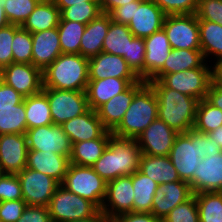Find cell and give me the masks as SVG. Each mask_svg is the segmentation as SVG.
Listing matches in <instances>:
<instances>
[{
    "instance_id": "cell-28",
    "label": "cell",
    "mask_w": 222,
    "mask_h": 222,
    "mask_svg": "<svg viewBox=\"0 0 222 222\" xmlns=\"http://www.w3.org/2000/svg\"><path fill=\"white\" fill-rule=\"evenodd\" d=\"M111 21L110 14L102 12L86 25L80 42V55L89 59L102 52L104 38Z\"/></svg>"
},
{
    "instance_id": "cell-40",
    "label": "cell",
    "mask_w": 222,
    "mask_h": 222,
    "mask_svg": "<svg viewBox=\"0 0 222 222\" xmlns=\"http://www.w3.org/2000/svg\"><path fill=\"white\" fill-rule=\"evenodd\" d=\"M13 63L32 64V37L31 33L21 26L14 25L12 40Z\"/></svg>"
},
{
    "instance_id": "cell-23",
    "label": "cell",
    "mask_w": 222,
    "mask_h": 222,
    "mask_svg": "<svg viewBox=\"0 0 222 222\" xmlns=\"http://www.w3.org/2000/svg\"><path fill=\"white\" fill-rule=\"evenodd\" d=\"M61 126L72 144L100 138L107 131L97 112L92 109L64 122Z\"/></svg>"
},
{
    "instance_id": "cell-29",
    "label": "cell",
    "mask_w": 222,
    "mask_h": 222,
    "mask_svg": "<svg viewBox=\"0 0 222 222\" xmlns=\"http://www.w3.org/2000/svg\"><path fill=\"white\" fill-rule=\"evenodd\" d=\"M139 171L158 185L180 180L169 156H152L142 154Z\"/></svg>"
},
{
    "instance_id": "cell-31",
    "label": "cell",
    "mask_w": 222,
    "mask_h": 222,
    "mask_svg": "<svg viewBox=\"0 0 222 222\" xmlns=\"http://www.w3.org/2000/svg\"><path fill=\"white\" fill-rule=\"evenodd\" d=\"M60 10L53 0H41L21 26L30 33L58 27L60 22Z\"/></svg>"
},
{
    "instance_id": "cell-14",
    "label": "cell",
    "mask_w": 222,
    "mask_h": 222,
    "mask_svg": "<svg viewBox=\"0 0 222 222\" xmlns=\"http://www.w3.org/2000/svg\"><path fill=\"white\" fill-rule=\"evenodd\" d=\"M134 188L132 175L121 176L107 182L106 196L101 211L110 219L133 212Z\"/></svg>"
},
{
    "instance_id": "cell-55",
    "label": "cell",
    "mask_w": 222,
    "mask_h": 222,
    "mask_svg": "<svg viewBox=\"0 0 222 222\" xmlns=\"http://www.w3.org/2000/svg\"><path fill=\"white\" fill-rule=\"evenodd\" d=\"M133 1H143V0H98L101 12L110 13L113 9L127 5Z\"/></svg>"
},
{
    "instance_id": "cell-44",
    "label": "cell",
    "mask_w": 222,
    "mask_h": 222,
    "mask_svg": "<svg viewBox=\"0 0 222 222\" xmlns=\"http://www.w3.org/2000/svg\"><path fill=\"white\" fill-rule=\"evenodd\" d=\"M145 42L144 38L134 37L129 42L128 67L144 81Z\"/></svg>"
},
{
    "instance_id": "cell-59",
    "label": "cell",
    "mask_w": 222,
    "mask_h": 222,
    "mask_svg": "<svg viewBox=\"0 0 222 222\" xmlns=\"http://www.w3.org/2000/svg\"><path fill=\"white\" fill-rule=\"evenodd\" d=\"M207 135L218 144L222 151V126L218 127L216 130L207 133Z\"/></svg>"
},
{
    "instance_id": "cell-33",
    "label": "cell",
    "mask_w": 222,
    "mask_h": 222,
    "mask_svg": "<svg viewBox=\"0 0 222 222\" xmlns=\"http://www.w3.org/2000/svg\"><path fill=\"white\" fill-rule=\"evenodd\" d=\"M25 114L27 129L53 124L48 98L43 90L25 97Z\"/></svg>"
},
{
    "instance_id": "cell-36",
    "label": "cell",
    "mask_w": 222,
    "mask_h": 222,
    "mask_svg": "<svg viewBox=\"0 0 222 222\" xmlns=\"http://www.w3.org/2000/svg\"><path fill=\"white\" fill-rule=\"evenodd\" d=\"M57 28L62 54H79L80 42L86 24L69 20H60Z\"/></svg>"
},
{
    "instance_id": "cell-53",
    "label": "cell",
    "mask_w": 222,
    "mask_h": 222,
    "mask_svg": "<svg viewBox=\"0 0 222 222\" xmlns=\"http://www.w3.org/2000/svg\"><path fill=\"white\" fill-rule=\"evenodd\" d=\"M133 13L134 1L113 9L109 14L113 22L127 25L133 18Z\"/></svg>"
},
{
    "instance_id": "cell-12",
    "label": "cell",
    "mask_w": 222,
    "mask_h": 222,
    "mask_svg": "<svg viewBox=\"0 0 222 222\" xmlns=\"http://www.w3.org/2000/svg\"><path fill=\"white\" fill-rule=\"evenodd\" d=\"M28 150L54 152L70 157L72 143L61 125H46L27 129Z\"/></svg>"
},
{
    "instance_id": "cell-61",
    "label": "cell",
    "mask_w": 222,
    "mask_h": 222,
    "mask_svg": "<svg viewBox=\"0 0 222 222\" xmlns=\"http://www.w3.org/2000/svg\"><path fill=\"white\" fill-rule=\"evenodd\" d=\"M5 173L2 170V167L0 166V178L4 175Z\"/></svg>"
},
{
    "instance_id": "cell-45",
    "label": "cell",
    "mask_w": 222,
    "mask_h": 222,
    "mask_svg": "<svg viewBox=\"0 0 222 222\" xmlns=\"http://www.w3.org/2000/svg\"><path fill=\"white\" fill-rule=\"evenodd\" d=\"M166 15L195 14L199 0H152Z\"/></svg>"
},
{
    "instance_id": "cell-41",
    "label": "cell",
    "mask_w": 222,
    "mask_h": 222,
    "mask_svg": "<svg viewBox=\"0 0 222 222\" xmlns=\"http://www.w3.org/2000/svg\"><path fill=\"white\" fill-rule=\"evenodd\" d=\"M99 2H85L66 7L60 11V20L88 24L101 14Z\"/></svg>"
},
{
    "instance_id": "cell-46",
    "label": "cell",
    "mask_w": 222,
    "mask_h": 222,
    "mask_svg": "<svg viewBox=\"0 0 222 222\" xmlns=\"http://www.w3.org/2000/svg\"><path fill=\"white\" fill-rule=\"evenodd\" d=\"M23 200L20 180L17 174L5 173L0 178V202Z\"/></svg>"
},
{
    "instance_id": "cell-54",
    "label": "cell",
    "mask_w": 222,
    "mask_h": 222,
    "mask_svg": "<svg viewBox=\"0 0 222 222\" xmlns=\"http://www.w3.org/2000/svg\"><path fill=\"white\" fill-rule=\"evenodd\" d=\"M206 100L214 107L222 110V87L212 81L208 88Z\"/></svg>"
},
{
    "instance_id": "cell-19",
    "label": "cell",
    "mask_w": 222,
    "mask_h": 222,
    "mask_svg": "<svg viewBox=\"0 0 222 222\" xmlns=\"http://www.w3.org/2000/svg\"><path fill=\"white\" fill-rule=\"evenodd\" d=\"M146 83L147 81L139 80L131 84L125 91L115 95L96 110L99 119L108 131L112 132L119 125L135 94Z\"/></svg>"
},
{
    "instance_id": "cell-15",
    "label": "cell",
    "mask_w": 222,
    "mask_h": 222,
    "mask_svg": "<svg viewBox=\"0 0 222 222\" xmlns=\"http://www.w3.org/2000/svg\"><path fill=\"white\" fill-rule=\"evenodd\" d=\"M178 135L164 121L155 119L137 137L142 154L152 156H169L175 138Z\"/></svg>"
},
{
    "instance_id": "cell-16",
    "label": "cell",
    "mask_w": 222,
    "mask_h": 222,
    "mask_svg": "<svg viewBox=\"0 0 222 222\" xmlns=\"http://www.w3.org/2000/svg\"><path fill=\"white\" fill-rule=\"evenodd\" d=\"M165 17L152 0L134 1L133 18L127 25L135 37L145 39L163 28Z\"/></svg>"
},
{
    "instance_id": "cell-47",
    "label": "cell",
    "mask_w": 222,
    "mask_h": 222,
    "mask_svg": "<svg viewBox=\"0 0 222 222\" xmlns=\"http://www.w3.org/2000/svg\"><path fill=\"white\" fill-rule=\"evenodd\" d=\"M195 14L198 20H207L221 25L222 0H199Z\"/></svg>"
},
{
    "instance_id": "cell-60",
    "label": "cell",
    "mask_w": 222,
    "mask_h": 222,
    "mask_svg": "<svg viewBox=\"0 0 222 222\" xmlns=\"http://www.w3.org/2000/svg\"><path fill=\"white\" fill-rule=\"evenodd\" d=\"M4 5L5 0L0 1V28L6 27L10 24L5 15Z\"/></svg>"
},
{
    "instance_id": "cell-10",
    "label": "cell",
    "mask_w": 222,
    "mask_h": 222,
    "mask_svg": "<svg viewBox=\"0 0 222 222\" xmlns=\"http://www.w3.org/2000/svg\"><path fill=\"white\" fill-rule=\"evenodd\" d=\"M162 29L171 49H201L196 14L166 15Z\"/></svg>"
},
{
    "instance_id": "cell-18",
    "label": "cell",
    "mask_w": 222,
    "mask_h": 222,
    "mask_svg": "<svg viewBox=\"0 0 222 222\" xmlns=\"http://www.w3.org/2000/svg\"><path fill=\"white\" fill-rule=\"evenodd\" d=\"M191 186L185 181L158 185L152 201L151 213L163 219L172 209L193 196Z\"/></svg>"
},
{
    "instance_id": "cell-58",
    "label": "cell",
    "mask_w": 222,
    "mask_h": 222,
    "mask_svg": "<svg viewBox=\"0 0 222 222\" xmlns=\"http://www.w3.org/2000/svg\"><path fill=\"white\" fill-rule=\"evenodd\" d=\"M213 81L222 87V62L213 66Z\"/></svg>"
},
{
    "instance_id": "cell-52",
    "label": "cell",
    "mask_w": 222,
    "mask_h": 222,
    "mask_svg": "<svg viewBox=\"0 0 222 222\" xmlns=\"http://www.w3.org/2000/svg\"><path fill=\"white\" fill-rule=\"evenodd\" d=\"M112 222H162V219L152 213L129 212L116 216Z\"/></svg>"
},
{
    "instance_id": "cell-21",
    "label": "cell",
    "mask_w": 222,
    "mask_h": 222,
    "mask_svg": "<svg viewBox=\"0 0 222 222\" xmlns=\"http://www.w3.org/2000/svg\"><path fill=\"white\" fill-rule=\"evenodd\" d=\"M89 80L109 77L138 78L128 67L127 61L118 55L101 52L89 58Z\"/></svg>"
},
{
    "instance_id": "cell-42",
    "label": "cell",
    "mask_w": 222,
    "mask_h": 222,
    "mask_svg": "<svg viewBox=\"0 0 222 222\" xmlns=\"http://www.w3.org/2000/svg\"><path fill=\"white\" fill-rule=\"evenodd\" d=\"M41 0H5V15L10 24L22 26Z\"/></svg>"
},
{
    "instance_id": "cell-51",
    "label": "cell",
    "mask_w": 222,
    "mask_h": 222,
    "mask_svg": "<svg viewBox=\"0 0 222 222\" xmlns=\"http://www.w3.org/2000/svg\"><path fill=\"white\" fill-rule=\"evenodd\" d=\"M23 100V95L0 79V109L14 108Z\"/></svg>"
},
{
    "instance_id": "cell-26",
    "label": "cell",
    "mask_w": 222,
    "mask_h": 222,
    "mask_svg": "<svg viewBox=\"0 0 222 222\" xmlns=\"http://www.w3.org/2000/svg\"><path fill=\"white\" fill-rule=\"evenodd\" d=\"M144 81H149L164 65L171 46L163 29L144 39Z\"/></svg>"
},
{
    "instance_id": "cell-38",
    "label": "cell",
    "mask_w": 222,
    "mask_h": 222,
    "mask_svg": "<svg viewBox=\"0 0 222 222\" xmlns=\"http://www.w3.org/2000/svg\"><path fill=\"white\" fill-rule=\"evenodd\" d=\"M27 121L24 100L14 108L0 109V135L1 134H25Z\"/></svg>"
},
{
    "instance_id": "cell-11",
    "label": "cell",
    "mask_w": 222,
    "mask_h": 222,
    "mask_svg": "<svg viewBox=\"0 0 222 222\" xmlns=\"http://www.w3.org/2000/svg\"><path fill=\"white\" fill-rule=\"evenodd\" d=\"M20 180L23 200L27 205L46 206L60 183L53 177L30 168L17 173Z\"/></svg>"
},
{
    "instance_id": "cell-37",
    "label": "cell",
    "mask_w": 222,
    "mask_h": 222,
    "mask_svg": "<svg viewBox=\"0 0 222 222\" xmlns=\"http://www.w3.org/2000/svg\"><path fill=\"white\" fill-rule=\"evenodd\" d=\"M194 195L199 222H222V192H202Z\"/></svg>"
},
{
    "instance_id": "cell-2",
    "label": "cell",
    "mask_w": 222,
    "mask_h": 222,
    "mask_svg": "<svg viewBox=\"0 0 222 222\" xmlns=\"http://www.w3.org/2000/svg\"><path fill=\"white\" fill-rule=\"evenodd\" d=\"M142 153L138 141L110 135L102 156L91 166L106 182L121 176L133 175L139 170Z\"/></svg>"
},
{
    "instance_id": "cell-9",
    "label": "cell",
    "mask_w": 222,
    "mask_h": 222,
    "mask_svg": "<svg viewBox=\"0 0 222 222\" xmlns=\"http://www.w3.org/2000/svg\"><path fill=\"white\" fill-rule=\"evenodd\" d=\"M158 80L165 87L200 101L206 99L208 88L213 81V68H195L164 74Z\"/></svg>"
},
{
    "instance_id": "cell-57",
    "label": "cell",
    "mask_w": 222,
    "mask_h": 222,
    "mask_svg": "<svg viewBox=\"0 0 222 222\" xmlns=\"http://www.w3.org/2000/svg\"><path fill=\"white\" fill-rule=\"evenodd\" d=\"M53 1L60 11L66 7H70L72 5L79 4V3H84V1L85 2H98V0H53Z\"/></svg>"
},
{
    "instance_id": "cell-1",
    "label": "cell",
    "mask_w": 222,
    "mask_h": 222,
    "mask_svg": "<svg viewBox=\"0 0 222 222\" xmlns=\"http://www.w3.org/2000/svg\"><path fill=\"white\" fill-rule=\"evenodd\" d=\"M221 152L218 144L207 134L192 129L176 136L169 157L180 180L188 182L195 194V172L201 159Z\"/></svg>"
},
{
    "instance_id": "cell-13",
    "label": "cell",
    "mask_w": 222,
    "mask_h": 222,
    "mask_svg": "<svg viewBox=\"0 0 222 222\" xmlns=\"http://www.w3.org/2000/svg\"><path fill=\"white\" fill-rule=\"evenodd\" d=\"M0 79L24 97L43 90V71L33 64L11 63L0 70Z\"/></svg>"
},
{
    "instance_id": "cell-34",
    "label": "cell",
    "mask_w": 222,
    "mask_h": 222,
    "mask_svg": "<svg viewBox=\"0 0 222 222\" xmlns=\"http://www.w3.org/2000/svg\"><path fill=\"white\" fill-rule=\"evenodd\" d=\"M134 37L128 25L111 21L107 35L104 38L102 52L121 56L128 64L129 42Z\"/></svg>"
},
{
    "instance_id": "cell-50",
    "label": "cell",
    "mask_w": 222,
    "mask_h": 222,
    "mask_svg": "<svg viewBox=\"0 0 222 222\" xmlns=\"http://www.w3.org/2000/svg\"><path fill=\"white\" fill-rule=\"evenodd\" d=\"M17 222H52L46 206L27 205Z\"/></svg>"
},
{
    "instance_id": "cell-48",
    "label": "cell",
    "mask_w": 222,
    "mask_h": 222,
    "mask_svg": "<svg viewBox=\"0 0 222 222\" xmlns=\"http://www.w3.org/2000/svg\"><path fill=\"white\" fill-rule=\"evenodd\" d=\"M14 38V24L0 28V70L13 63L12 40Z\"/></svg>"
},
{
    "instance_id": "cell-4",
    "label": "cell",
    "mask_w": 222,
    "mask_h": 222,
    "mask_svg": "<svg viewBox=\"0 0 222 222\" xmlns=\"http://www.w3.org/2000/svg\"><path fill=\"white\" fill-rule=\"evenodd\" d=\"M89 59L80 54H61L43 70V88L86 91Z\"/></svg>"
},
{
    "instance_id": "cell-32",
    "label": "cell",
    "mask_w": 222,
    "mask_h": 222,
    "mask_svg": "<svg viewBox=\"0 0 222 222\" xmlns=\"http://www.w3.org/2000/svg\"><path fill=\"white\" fill-rule=\"evenodd\" d=\"M111 134L107 130L100 138L73 143L70 163L91 167L102 156Z\"/></svg>"
},
{
    "instance_id": "cell-35",
    "label": "cell",
    "mask_w": 222,
    "mask_h": 222,
    "mask_svg": "<svg viewBox=\"0 0 222 222\" xmlns=\"http://www.w3.org/2000/svg\"><path fill=\"white\" fill-rule=\"evenodd\" d=\"M134 188L133 212L151 213L154 194L158 184L137 170L132 175Z\"/></svg>"
},
{
    "instance_id": "cell-5",
    "label": "cell",
    "mask_w": 222,
    "mask_h": 222,
    "mask_svg": "<svg viewBox=\"0 0 222 222\" xmlns=\"http://www.w3.org/2000/svg\"><path fill=\"white\" fill-rule=\"evenodd\" d=\"M158 118V100L153 88L146 83L134 96L122 121L112 131L118 137H137Z\"/></svg>"
},
{
    "instance_id": "cell-49",
    "label": "cell",
    "mask_w": 222,
    "mask_h": 222,
    "mask_svg": "<svg viewBox=\"0 0 222 222\" xmlns=\"http://www.w3.org/2000/svg\"><path fill=\"white\" fill-rule=\"evenodd\" d=\"M27 203L24 200L0 202V220L2 222H17L23 214Z\"/></svg>"
},
{
    "instance_id": "cell-43",
    "label": "cell",
    "mask_w": 222,
    "mask_h": 222,
    "mask_svg": "<svg viewBox=\"0 0 222 222\" xmlns=\"http://www.w3.org/2000/svg\"><path fill=\"white\" fill-rule=\"evenodd\" d=\"M162 222H199V213L195 195L172 209Z\"/></svg>"
},
{
    "instance_id": "cell-17",
    "label": "cell",
    "mask_w": 222,
    "mask_h": 222,
    "mask_svg": "<svg viewBox=\"0 0 222 222\" xmlns=\"http://www.w3.org/2000/svg\"><path fill=\"white\" fill-rule=\"evenodd\" d=\"M27 152L25 134L0 135V166L4 173L17 174L26 168Z\"/></svg>"
},
{
    "instance_id": "cell-6",
    "label": "cell",
    "mask_w": 222,
    "mask_h": 222,
    "mask_svg": "<svg viewBox=\"0 0 222 222\" xmlns=\"http://www.w3.org/2000/svg\"><path fill=\"white\" fill-rule=\"evenodd\" d=\"M61 185L101 209L106 196L107 182L92 167L70 163Z\"/></svg>"
},
{
    "instance_id": "cell-24",
    "label": "cell",
    "mask_w": 222,
    "mask_h": 222,
    "mask_svg": "<svg viewBox=\"0 0 222 222\" xmlns=\"http://www.w3.org/2000/svg\"><path fill=\"white\" fill-rule=\"evenodd\" d=\"M70 164V158L52 151L28 150L26 168L53 177L60 184L63 182Z\"/></svg>"
},
{
    "instance_id": "cell-3",
    "label": "cell",
    "mask_w": 222,
    "mask_h": 222,
    "mask_svg": "<svg viewBox=\"0 0 222 222\" xmlns=\"http://www.w3.org/2000/svg\"><path fill=\"white\" fill-rule=\"evenodd\" d=\"M147 83L158 100V118L178 134L192 130L199 100L167 88L159 80H149Z\"/></svg>"
},
{
    "instance_id": "cell-22",
    "label": "cell",
    "mask_w": 222,
    "mask_h": 222,
    "mask_svg": "<svg viewBox=\"0 0 222 222\" xmlns=\"http://www.w3.org/2000/svg\"><path fill=\"white\" fill-rule=\"evenodd\" d=\"M139 78H115L109 77L100 80H89L86 89L88 106L97 110L111 98L125 91L131 84L137 83Z\"/></svg>"
},
{
    "instance_id": "cell-27",
    "label": "cell",
    "mask_w": 222,
    "mask_h": 222,
    "mask_svg": "<svg viewBox=\"0 0 222 222\" xmlns=\"http://www.w3.org/2000/svg\"><path fill=\"white\" fill-rule=\"evenodd\" d=\"M195 68H213L205 61L201 49H171L163 67L150 80Z\"/></svg>"
},
{
    "instance_id": "cell-30",
    "label": "cell",
    "mask_w": 222,
    "mask_h": 222,
    "mask_svg": "<svg viewBox=\"0 0 222 222\" xmlns=\"http://www.w3.org/2000/svg\"><path fill=\"white\" fill-rule=\"evenodd\" d=\"M200 45L206 62L213 66L222 62V25L207 20H198ZM211 56V58H209ZM213 56V57H212ZM215 57V58H214Z\"/></svg>"
},
{
    "instance_id": "cell-25",
    "label": "cell",
    "mask_w": 222,
    "mask_h": 222,
    "mask_svg": "<svg viewBox=\"0 0 222 222\" xmlns=\"http://www.w3.org/2000/svg\"><path fill=\"white\" fill-rule=\"evenodd\" d=\"M222 192V152L201 159L195 172V194Z\"/></svg>"
},
{
    "instance_id": "cell-7",
    "label": "cell",
    "mask_w": 222,
    "mask_h": 222,
    "mask_svg": "<svg viewBox=\"0 0 222 222\" xmlns=\"http://www.w3.org/2000/svg\"><path fill=\"white\" fill-rule=\"evenodd\" d=\"M52 222H70L94 216L100 209L90 200L82 198L61 184L48 205Z\"/></svg>"
},
{
    "instance_id": "cell-20",
    "label": "cell",
    "mask_w": 222,
    "mask_h": 222,
    "mask_svg": "<svg viewBox=\"0 0 222 222\" xmlns=\"http://www.w3.org/2000/svg\"><path fill=\"white\" fill-rule=\"evenodd\" d=\"M31 37L32 64L43 71L62 54L58 28L31 33Z\"/></svg>"
},
{
    "instance_id": "cell-8",
    "label": "cell",
    "mask_w": 222,
    "mask_h": 222,
    "mask_svg": "<svg viewBox=\"0 0 222 222\" xmlns=\"http://www.w3.org/2000/svg\"><path fill=\"white\" fill-rule=\"evenodd\" d=\"M48 98L50 113L54 125H62L64 122L78 117L90 108L86 91L59 90L43 88Z\"/></svg>"
},
{
    "instance_id": "cell-39",
    "label": "cell",
    "mask_w": 222,
    "mask_h": 222,
    "mask_svg": "<svg viewBox=\"0 0 222 222\" xmlns=\"http://www.w3.org/2000/svg\"><path fill=\"white\" fill-rule=\"evenodd\" d=\"M222 126V110L214 107L206 99L198 102L194 130L207 134Z\"/></svg>"
},
{
    "instance_id": "cell-56",
    "label": "cell",
    "mask_w": 222,
    "mask_h": 222,
    "mask_svg": "<svg viewBox=\"0 0 222 222\" xmlns=\"http://www.w3.org/2000/svg\"><path fill=\"white\" fill-rule=\"evenodd\" d=\"M70 222H112V219H110L105 213L99 210L94 216L90 218Z\"/></svg>"
}]
</instances>
